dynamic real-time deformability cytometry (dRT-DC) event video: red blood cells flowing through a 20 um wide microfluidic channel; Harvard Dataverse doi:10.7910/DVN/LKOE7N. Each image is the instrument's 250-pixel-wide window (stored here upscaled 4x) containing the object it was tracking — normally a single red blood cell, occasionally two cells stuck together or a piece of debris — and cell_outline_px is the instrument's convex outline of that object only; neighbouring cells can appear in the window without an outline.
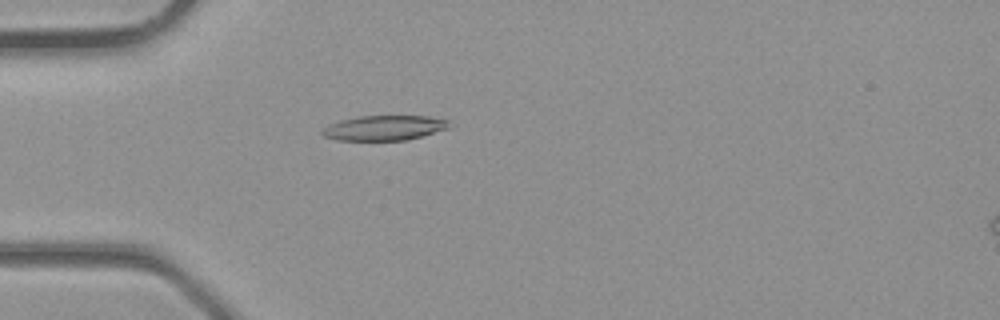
{"species": "common noctule bat (a hibernating species)", "species_latin": "Nyctalus noctula", "temperature_condition": "room temperature", "stored_images_in_passage": 3, "camera_frame_rate_fps": 3000, "um_per_image_px": 0.085, "animal": {"sex": "male", "body_mass_g": 23.1, "forearm_length_mm": 52.7}, "frame": {"image": 1, "passage_image": 3, "time_ms": 0.667, "image_size_px": [1000, 320], "cell_outline_px": [[448, 128], [408, 140], [336, 140], [324, 136], [320, 132], [328, 124], [340, 120], [360, 116], [428, 116], [448, 120]], "centroid_in_image_um": [32.62, 10.87], "position_along_channel_um": 52.4, "area_um2": 18.32}}